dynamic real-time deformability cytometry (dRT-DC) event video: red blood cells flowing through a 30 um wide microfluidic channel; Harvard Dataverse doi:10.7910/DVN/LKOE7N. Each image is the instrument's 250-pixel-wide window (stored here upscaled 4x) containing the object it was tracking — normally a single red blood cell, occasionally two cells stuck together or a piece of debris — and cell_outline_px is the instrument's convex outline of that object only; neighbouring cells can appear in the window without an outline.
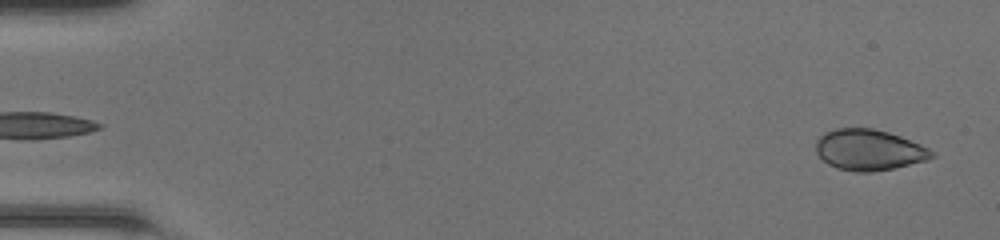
{"species": "common noctule bat (a hibernating species)", "species_latin": "Nyctalus noctula", "temperature_condition": "room temperature", "stored_images_in_passage": 48, "camera_frame_rate_fps": 3000, "um_per_image_px": 0.085, "animal": {"sex": "female", "body_mass_g": 20.0, "forearm_length_mm": 54.0}, "frame": {"image": 1, "passage_image": 2, "time_ms": 0.333, "image_size_px": [1000, 240], "cell_outline_px": [[936, 156], [928, 160], [892, 168], [872, 172], [856, 172], [836, 168], [828, 164], [816, 152], [816, 140], [824, 132], [836, 128], [872, 128], [888, 132], [900, 136], [920, 144], [936, 152]], "centroid_in_image_um": [73.87, 12.74], "position_along_channel_um": 11.1, "area_um2": 27.69}}
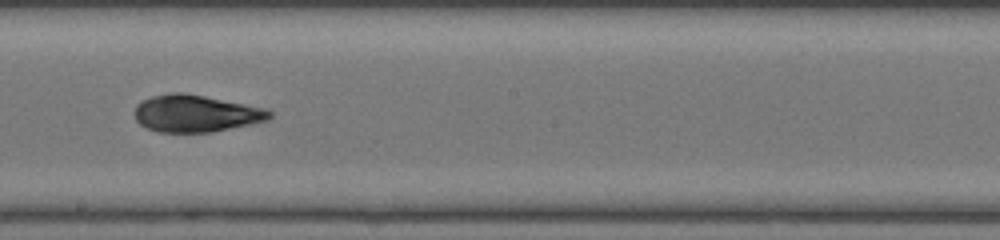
{"frame": {"image": 2, "passage_image": 28, "time_ms": 9.0, "image_size_px": [1000, 240], "cell_outline_px": [[272, 116], [268, 120], [212, 132], [160, 132], [148, 128], [140, 124], [136, 120], [136, 104], [140, 100], [152, 96], [172, 92], [184, 92], [264, 108], [272, 112]], "centroid_in_image_um": [16.62, 9.64], "position_along_channel_um": 231.6, "area_um2": 28.9}}
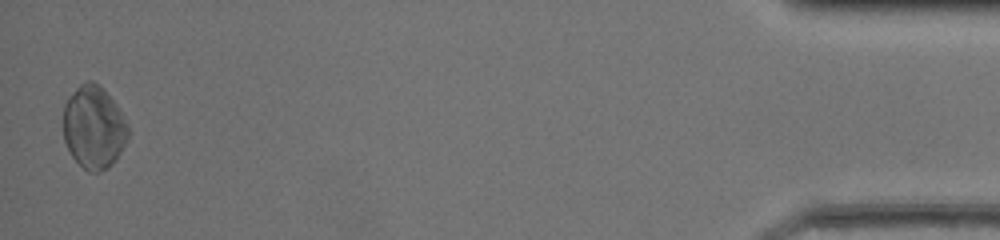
{"frame": {"image": 3, "passage_image": 48, "time_ms": 15.667, "image_size_px": [1000, 240], "cell_outline_px": [[128, 136], [116, 160], [112, 164], [100, 172], [88, 172], [72, 156], [64, 140], [64, 104], [68, 96], [84, 80], [92, 80], [116, 104], [128, 124]], "centroid_in_image_um": [7.96, 10.82], "position_along_channel_um": 427.2, "area_um2": 30.98}, "authors_computed_cell_mechanics": {"area_um2": 28.6977, "velocity_mm_per_s": 4.2596, "shape_relaxation_time_tau1_ms": 4.7637, "shape_relaxation_time_tau2_ms": 1.2477, "deformation_change_tau1": 0.1692, "deformation_change_tau2": 0.0476}}